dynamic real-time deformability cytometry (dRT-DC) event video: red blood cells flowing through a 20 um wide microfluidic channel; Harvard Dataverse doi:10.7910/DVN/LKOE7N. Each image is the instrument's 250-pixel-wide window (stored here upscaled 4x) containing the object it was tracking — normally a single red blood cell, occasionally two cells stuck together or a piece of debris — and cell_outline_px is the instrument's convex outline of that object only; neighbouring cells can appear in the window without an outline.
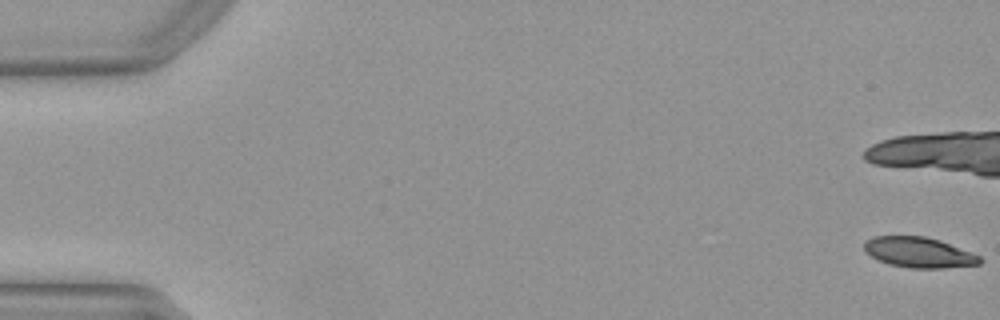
{"species": "Egyptian fruit bat (a non-hibernating species)", "species_latin": "Rousettus aegyptiacus", "temperature_condition": "warm", "stored_images_in_passage": 15, "camera_frame_rate_fps": 3000, "um_per_image_px": 0.085, "animal": {"sex": "female"}, "frame": {"image": 1, "passage_image": 1, "time_ms": 0.0, "image_size_px": [1000, 320], "cell_outline_px": [[984, 260], [980, 264], [944, 268], [912, 268], [888, 264], [872, 256], [864, 248], [864, 240], [872, 236], [924, 236], [940, 240], [972, 252], [980, 256]], "centroid_in_image_um": [78.14, 21.45], "position_along_channel_um": 6.9, "area_um2": 20.52}}